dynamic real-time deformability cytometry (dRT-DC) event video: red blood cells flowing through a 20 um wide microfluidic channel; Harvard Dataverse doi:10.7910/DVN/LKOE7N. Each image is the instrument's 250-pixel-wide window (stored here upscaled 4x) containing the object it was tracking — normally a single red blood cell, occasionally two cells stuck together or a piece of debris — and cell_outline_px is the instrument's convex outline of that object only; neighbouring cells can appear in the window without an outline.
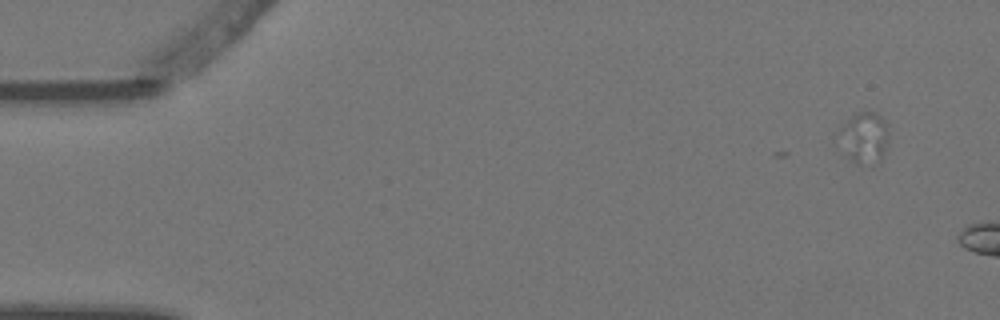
{"species": "Egyptian fruit bat (a non-hibernating species)", "species_latin": "Rousettus aegyptiacus", "temperature_condition": "warm", "stored_images_in_passage": 2, "camera_frame_rate_fps": 3000, "um_per_image_px": 0.085, "animal": {"sex": "female"}, "frame": {"image": 1, "passage_image": 1, "time_ms": 0.0, "image_size_px": [1000, 320], "cell_outline_px": [[888, 136], [884, 152], [880, 160], [860, 164], [856, 164], [844, 152], [844, 124], [856, 112], [872, 112], [880, 116], [888, 124]], "centroid_in_image_um": [73.56, 11.68], "position_along_channel_um": 11.4, "area_um2": 13.81}}